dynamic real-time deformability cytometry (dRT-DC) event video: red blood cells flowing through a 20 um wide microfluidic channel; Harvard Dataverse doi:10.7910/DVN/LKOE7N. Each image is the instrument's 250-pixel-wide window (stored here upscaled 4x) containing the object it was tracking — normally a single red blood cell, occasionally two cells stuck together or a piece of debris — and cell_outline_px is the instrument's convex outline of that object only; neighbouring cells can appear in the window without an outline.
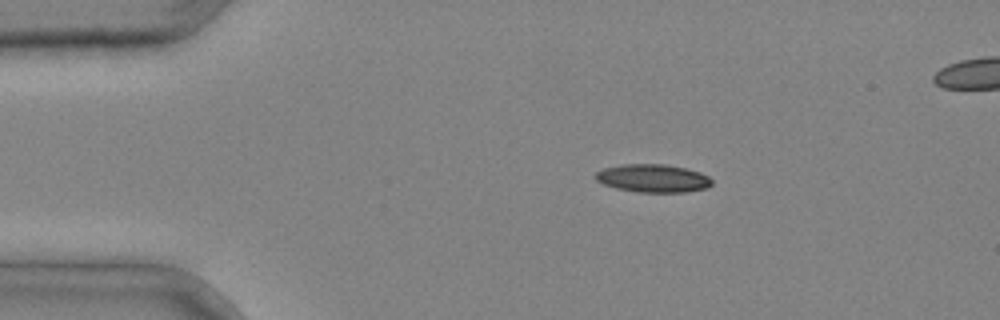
{"species": "common noctule bat (a hibernating species)", "species_latin": "Nyctalus noctula", "temperature_condition": "cold", "stored_images_in_passage": 3, "segment_of_instrument_passage": [1, 2], "camera_frame_rate_fps": 3000, "um_per_image_px": 0.085, "animal": {"sex": "male", "body_mass_g": 20.4}, "frame": {"image": 1, "passage_image": 1, "time_ms": 0.0, "image_size_px": [1000, 320], "cell_outline_px": [[712, 184], [708, 188], [684, 192], [636, 192], [616, 188], [604, 184], [596, 180], [592, 176], [596, 172], [604, 168], [620, 164], [664, 164], [684, 168], [700, 172], [708, 176], [712, 180]], "centroid_in_image_um": [55.48, 15.15], "position_along_channel_um": 29.5, "area_um2": 19.13}}